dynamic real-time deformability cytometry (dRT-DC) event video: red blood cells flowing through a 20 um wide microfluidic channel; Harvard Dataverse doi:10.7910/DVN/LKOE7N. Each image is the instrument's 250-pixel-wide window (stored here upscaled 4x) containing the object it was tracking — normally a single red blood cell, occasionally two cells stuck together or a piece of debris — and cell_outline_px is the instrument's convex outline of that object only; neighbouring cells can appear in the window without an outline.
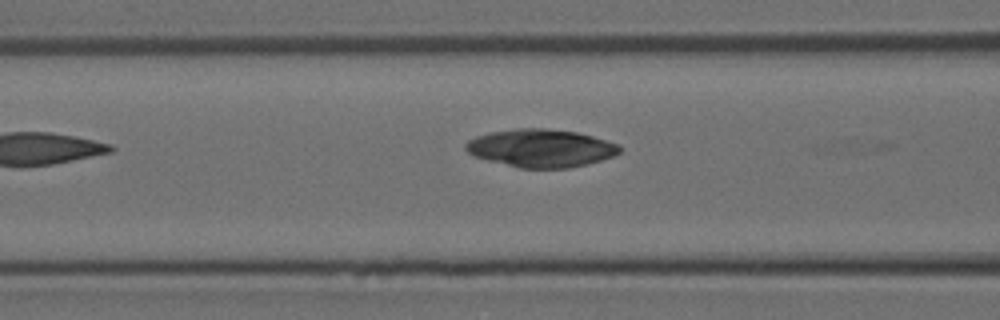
{"species": "Egyptian fruit bat (a non-hibernating species)", "species_latin": "Rousettus aegyptiacus", "temperature_condition": "room temperature", "stored_images_in_passage": 8, "camera_frame_rate_fps": 3000, "um_per_image_px": 0.085, "animal": {"sex": "female"}, "frame": {"image": 1, "passage_image": 5, "time_ms": 1.333, "image_size_px": [1000, 320], "cell_outline_px": [[620, 152], [612, 156], [600, 160], [568, 168], [520, 168], [472, 156], [464, 148], [464, 144], [468, 140], [476, 136], [488, 132], [516, 128], [544, 128], [576, 132], [592, 136], [620, 144]], "centroid_in_image_um": [45.93, 12.58], "position_along_channel_um": 120.7, "area_um2": 33.99}}